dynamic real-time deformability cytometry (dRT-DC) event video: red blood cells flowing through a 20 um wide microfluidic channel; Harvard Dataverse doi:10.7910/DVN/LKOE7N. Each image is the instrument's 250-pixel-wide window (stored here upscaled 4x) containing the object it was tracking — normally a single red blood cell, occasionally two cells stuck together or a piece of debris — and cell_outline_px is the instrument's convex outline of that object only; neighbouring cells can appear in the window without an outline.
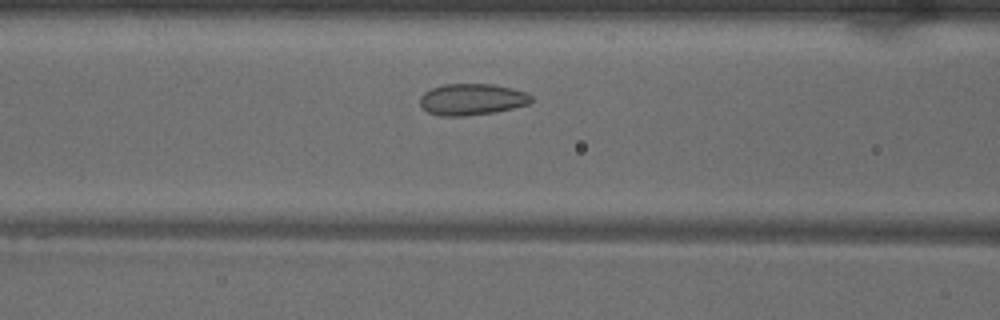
{"species": "common noctule bat (a hibernating species)", "species_latin": "Nyctalus noctula", "temperature_condition": "warm", "stored_images_in_passage": 35, "camera_frame_rate_fps": 3000, "um_per_image_px": 0.085, "animal": {"sex": "male", "body_mass_g": 18.8}, "frame": {"image": 1, "passage_image": 13, "time_ms": 4.0, "image_size_px": [1000, 320], "cell_outline_px": [[532, 100], [528, 104], [512, 108], [492, 112], [464, 116], [440, 116], [428, 112], [420, 104], [420, 96], [424, 92], [432, 88], [444, 84], [492, 84], [512, 88], [528, 92], [532, 96]], "centroid_in_image_um": [40.11, 8.44], "position_along_channel_um": 126.5, "area_um2": 20.35}}
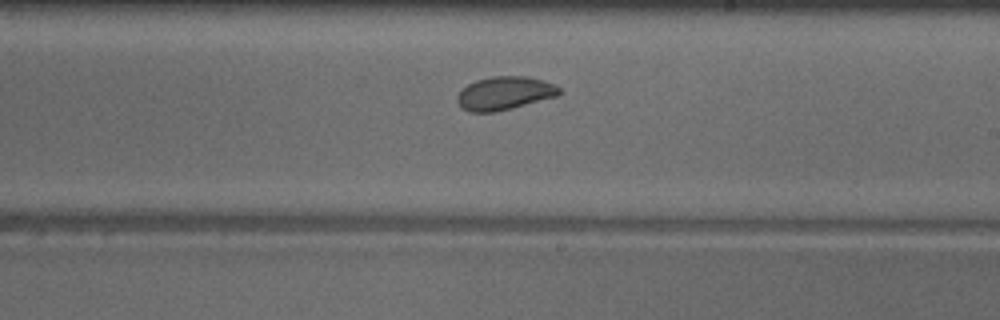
{"frame": {"image": 2, "passage_image": 22, "time_ms": 7.0, "image_size_px": [1000, 320], "cell_outline_px": [[564, 92], [560, 96], [496, 112], [468, 112], [460, 108], [456, 100], [456, 96], [468, 84], [476, 80], [492, 76], [528, 76], [544, 80], [556, 84]], "centroid_in_image_um": [42.93, 7.93], "position_along_channel_um": 246.1, "area_um2": 20.29}}
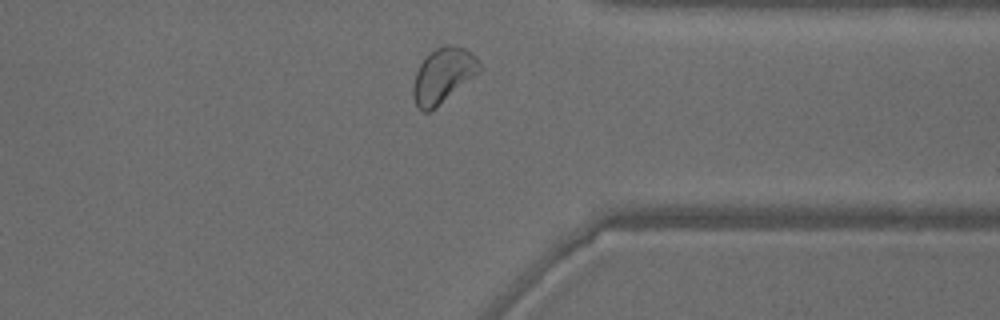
{"frame": {"image": 3, "passage_image": 32, "time_ms": 10.333, "image_size_px": [1000, 320], "cell_outline_px": [[480, 72], [436, 108], [428, 112], [424, 112], [416, 104], [412, 96], [412, 88], [416, 72], [420, 64], [436, 48], [444, 44], [452, 44], [464, 48], [476, 56], [480, 64]], "centroid_in_image_um": [37.67, 6.42], "position_along_channel_um": 373.7, "area_um2": 21.15}, "authors_computed_cell_mechanics": {"area_um2": 20.2878, "velocity_mm_per_s": 3.9957, "shape_relaxation_time_tau1_ms": null, "shape_relaxation_time_tau2_ms": 0.9706, "deformation_change_tau1": null, "deformation_change_tau2": 0.0524}}